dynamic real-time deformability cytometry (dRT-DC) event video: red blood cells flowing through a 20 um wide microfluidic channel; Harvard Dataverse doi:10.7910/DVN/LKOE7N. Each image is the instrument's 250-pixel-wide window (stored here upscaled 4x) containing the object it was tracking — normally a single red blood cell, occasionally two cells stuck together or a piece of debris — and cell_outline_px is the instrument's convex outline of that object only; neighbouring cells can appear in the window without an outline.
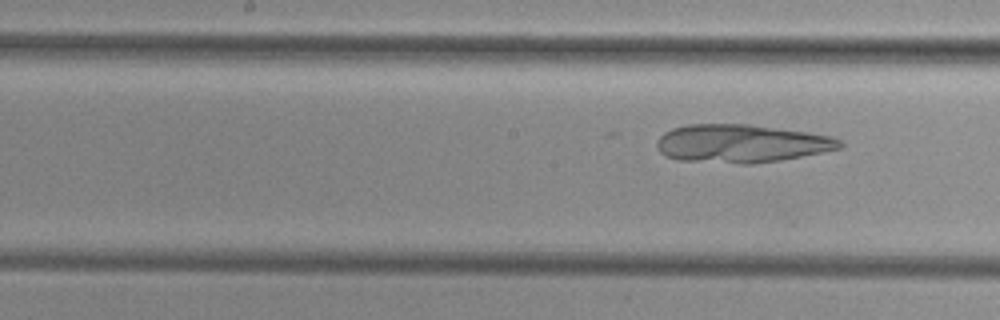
{"species": "common noctule bat (a hibernating species)", "species_latin": "Nyctalus noctula", "temperature_condition": "cold", "stored_images_in_passage": 7, "segment_of_instrument_passage": [2, 2], "camera_frame_rate_fps": 3000, "um_per_image_px": 0.085, "animal": {"sex": "female", "body_mass_g": 29.2, "forearm_length_mm": 56.3}, "frame": {"image": 1, "passage_image": 7, "time_ms": 8.0, "image_size_px": [1000, 320], "cell_outline_px": [[844, 144], [840, 148], [780, 160], [752, 164], [740, 164], [676, 160], [664, 156], [656, 148], [656, 140], [664, 132], [672, 128], [688, 124], [748, 124], [808, 132], [832, 136], [840, 140]], "centroid_in_image_um": [62.94, 12.2], "position_along_channel_um": 185.3, "area_um2": 40.86}}